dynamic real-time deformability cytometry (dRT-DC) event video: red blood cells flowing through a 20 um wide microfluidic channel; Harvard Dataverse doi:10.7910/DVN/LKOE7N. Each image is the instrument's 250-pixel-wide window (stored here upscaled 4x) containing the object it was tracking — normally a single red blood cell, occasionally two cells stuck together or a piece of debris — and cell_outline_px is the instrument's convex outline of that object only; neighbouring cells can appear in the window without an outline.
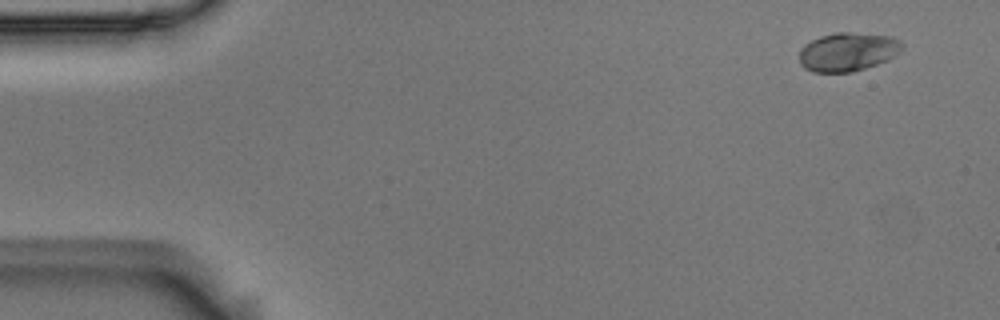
{"species": "Egyptian fruit bat (a non-hibernating species)", "species_latin": "Rousettus aegyptiacus", "temperature_condition": "room temperature", "stored_images_in_passage": 53, "camera_frame_rate_fps": 3000, "um_per_image_px": 0.085, "animal": {"sex": "male"}, "frame": {"image": 1, "passage_image": 1, "time_ms": 0.0, "image_size_px": [1000, 320], "cell_outline_px": [[904, 44], [900, 52], [888, 60], [852, 72], [812, 72], [804, 68], [800, 64], [800, 48], [804, 44], [820, 36], [836, 32], [848, 32], [892, 36], [900, 40]], "centroid_in_image_um": [72.06, 4.4], "position_along_channel_um": 12.9, "area_um2": 23.29}}
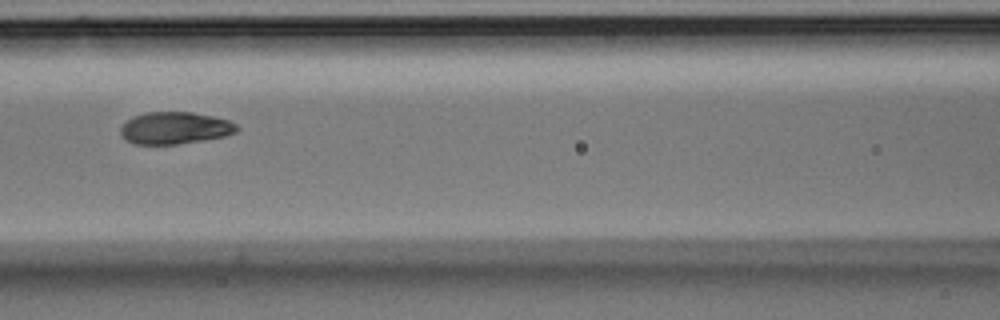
{"frame": {"image": 2, "passage_image": 22, "time_ms": 7.0, "image_size_px": [1000, 320], "cell_outline_px": [[240, 128], [236, 132], [228, 136], [176, 144], [132, 144], [124, 140], [120, 136], [120, 128], [132, 116], [148, 112], [192, 112], [212, 116], [228, 120], [236, 124]], "centroid_in_image_um": [14.85, 10.89], "position_along_channel_um": 151.7, "area_um2": 21.91}}
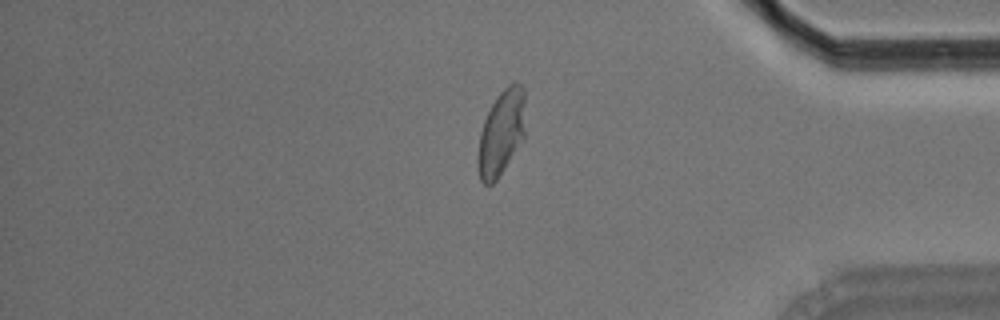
{"frame": {"image": 3, "passage_image": 44, "time_ms": 14.333, "image_size_px": [1000, 320], "cell_outline_px": [[524, 140], [496, 180], [492, 184], [484, 184], [480, 180], [476, 160], [480, 132], [484, 120], [492, 104], [500, 92], [512, 80], [516, 80], [524, 88]], "centroid_in_image_um": [42.61, 11.28], "position_along_channel_um": 392.6, "area_um2": 23.81}, "authors_computed_cell_mechanics": {"area_um2": 22.6576, "velocity_mm_per_s": 3.6159, "shape_relaxation_time_tau1_ms": 4.1055, "shape_relaxation_time_tau2_ms": null, "deformation_change_tau1": 0.1483, "deformation_change_tau2": null}}